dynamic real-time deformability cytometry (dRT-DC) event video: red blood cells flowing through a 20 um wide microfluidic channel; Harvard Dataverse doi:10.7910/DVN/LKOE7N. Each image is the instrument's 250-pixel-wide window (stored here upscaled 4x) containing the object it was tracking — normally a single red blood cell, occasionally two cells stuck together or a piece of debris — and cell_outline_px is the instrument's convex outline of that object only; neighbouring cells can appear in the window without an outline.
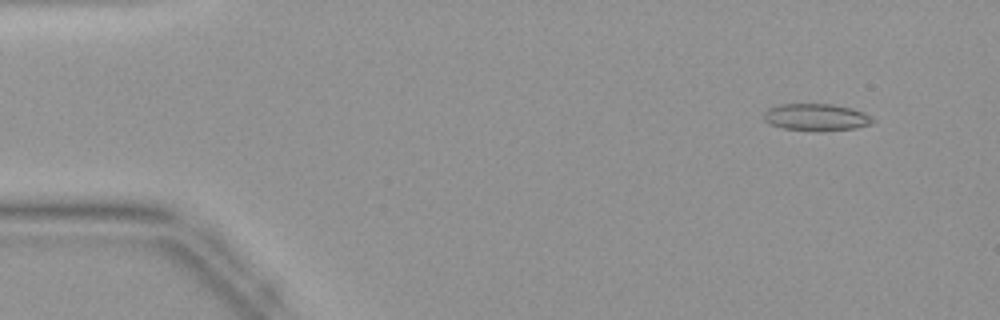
{"species": "common noctule bat (a hibernating species)", "species_latin": "Nyctalus noctula", "temperature_condition": "warm", "stored_images_in_passage": 44, "camera_frame_rate_fps": 3000, "um_per_image_px": 0.085, "animal": {"sex": "female", "body_mass_g": 19.9}, "frame": {"image": 1, "passage_image": 4, "time_ms": 1.0, "image_size_px": [1000, 320], "cell_outline_px": [[876, 120], [872, 124], [856, 128], [784, 128], [768, 124], [764, 120], [764, 112], [768, 108], [780, 104], [832, 104], [852, 108], [864, 112], [872, 116]], "centroid_in_image_um": [69.39, 9.91], "position_along_channel_um": 15.6, "area_um2": 16.47}}
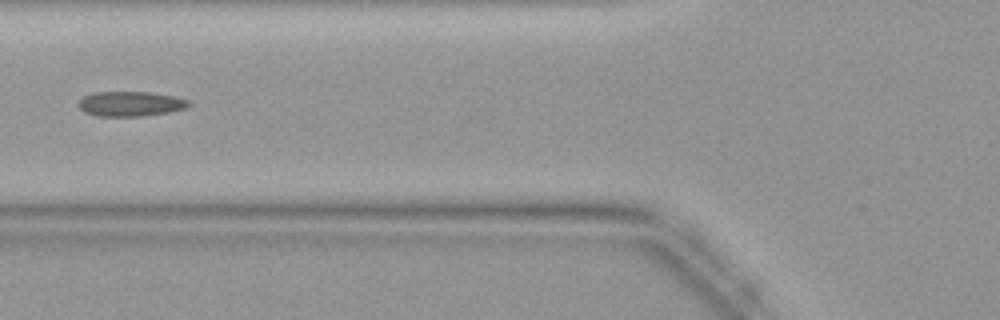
{"frame": {"image": 2, "passage_image": 17, "time_ms": 5.333, "image_size_px": [1000, 320], "cell_outline_px": [[192, 104], [184, 108], [168, 112], [140, 116], [96, 116], [84, 112], [76, 104], [84, 96], [92, 92], [148, 92], [172, 96], [188, 100]], "centroid_in_image_um": [11.04, 8.82], "position_along_channel_um": 114.8, "area_um2": 15.9}}
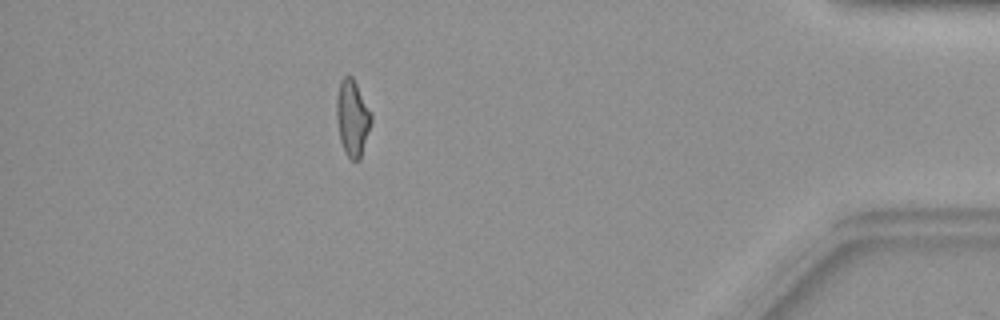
{"frame": {"image": 3, "passage_image": 39, "time_ms": 12.667, "image_size_px": [1000, 320], "cell_outline_px": [[372, 120], [360, 160], [352, 160], [344, 152], [340, 140], [336, 116], [336, 96], [340, 80], [344, 76], [352, 76], [372, 112]], "centroid_in_image_um": [29.95, 10.01], "position_along_channel_um": 405.3, "area_um2": 15.55}}